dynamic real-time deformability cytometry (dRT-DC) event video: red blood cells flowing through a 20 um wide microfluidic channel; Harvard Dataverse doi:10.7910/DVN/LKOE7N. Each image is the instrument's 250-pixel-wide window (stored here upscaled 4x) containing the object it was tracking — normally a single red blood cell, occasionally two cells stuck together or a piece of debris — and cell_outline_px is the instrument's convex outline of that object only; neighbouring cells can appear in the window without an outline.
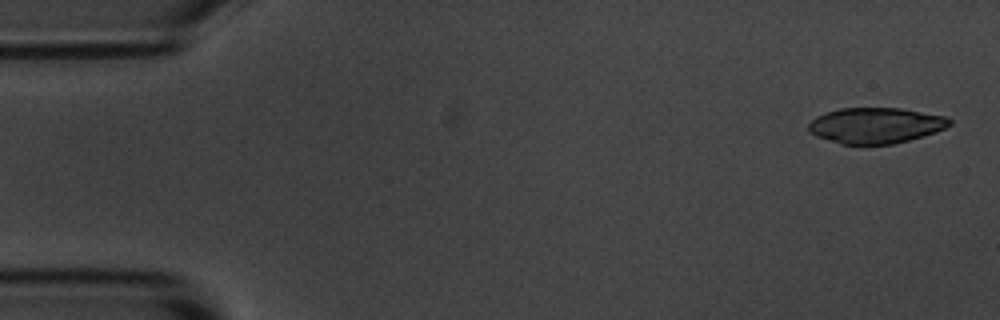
{"species": "common noctule bat (a hibernating species)", "species_latin": "Nyctalus noctula", "temperature_condition": "room temperature", "stored_images_in_passage": 3, "camera_frame_rate_fps": 3000, "um_per_image_px": 0.085, "animal": {"sex": "male", "body_mass_g": 20.1, "forearm_length_mm": 53.5}, "frame": {"image": 1, "passage_image": 1, "time_ms": 0.0, "image_size_px": [1000, 320], "cell_outline_px": [[952, 124], [936, 132], [908, 140], [892, 144], [840, 144], [816, 136], [808, 132], [808, 124], [816, 116], [824, 112], [840, 108], [900, 108], [944, 116], [952, 120]], "centroid_in_image_um": [74.39, 10.66], "position_along_channel_um": 10.6, "area_um2": 29.36}}